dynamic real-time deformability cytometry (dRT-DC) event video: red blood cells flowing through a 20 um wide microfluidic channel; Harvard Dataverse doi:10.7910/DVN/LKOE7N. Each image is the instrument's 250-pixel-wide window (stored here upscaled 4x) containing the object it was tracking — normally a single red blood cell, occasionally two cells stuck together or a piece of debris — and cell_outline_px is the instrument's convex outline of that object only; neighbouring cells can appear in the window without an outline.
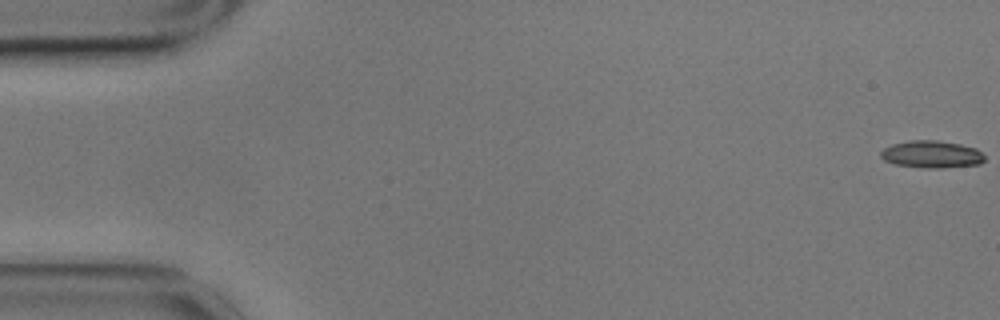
{"species": "common noctule bat (a hibernating species)", "species_latin": "Nyctalus noctula", "temperature_condition": "cold", "stored_images_in_passage": 56, "camera_frame_rate_fps": 3000, "um_per_image_px": 0.085, "animal": {"sex": "male", "body_mass_g": 17.9}, "frame": {"image": 1, "passage_image": 1, "time_ms": 0.0, "image_size_px": [1000, 320], "cell_outline_px": [[984, 160], [980, 164], [940, 168], [928, 168], [896, 164], [884, 160], [880, 156], [880, 152], [884, 148], [892, 144], [912, 140], [940, 140], [960, 144], [976, 148], [984, 156]], "centroid_in_image_um": [79.19, 13.11], "position_along_channel_um": 5.8, "area_um2": 16.42}}
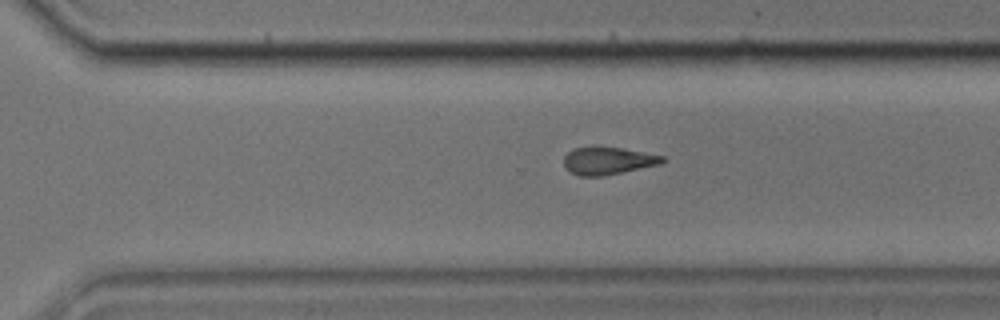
{"frame": {"image": 2, "passage_image": 40, "time_ms": 13.0, "image_size_px": [1000, 320], "cell_outline_px": [[668, 160], [660, 164], [600, 176], [580, 176], [564, 168], [564, 156], [568, 152], [576, 148], [620, 148], [664, 156]], "centroid_in_image_um": [51.68, 13.68], "position_along_channel_um": 318.9, "area_um2": 15.32}}
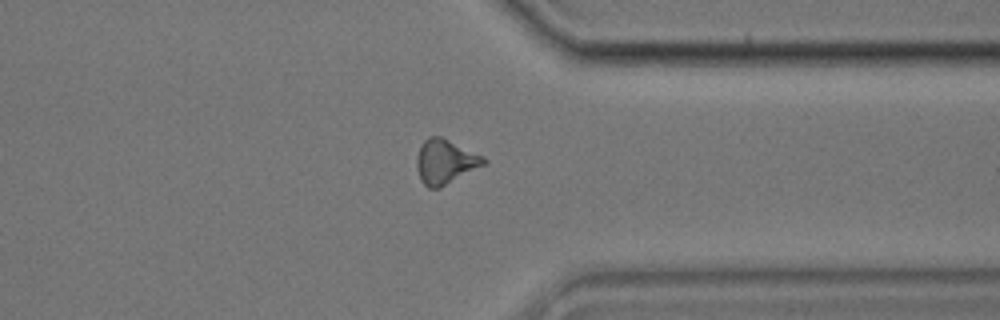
{"frame": {"image": 3, "passage_image": 45, "time_ms": 14.667, "image_size_px": [1000, 320], "cell_outline_px": [[488, 164], [440, 188], [428, 188], [420, 180], [416, 168], [416, 156], [424, 140], [428, 136], [440, 136], [484, 156], [488, 160]], "centroid_in_image_um": [37.87, 13.76], "position_along_channel_um": 373.5, "area_um2": 17.69}}